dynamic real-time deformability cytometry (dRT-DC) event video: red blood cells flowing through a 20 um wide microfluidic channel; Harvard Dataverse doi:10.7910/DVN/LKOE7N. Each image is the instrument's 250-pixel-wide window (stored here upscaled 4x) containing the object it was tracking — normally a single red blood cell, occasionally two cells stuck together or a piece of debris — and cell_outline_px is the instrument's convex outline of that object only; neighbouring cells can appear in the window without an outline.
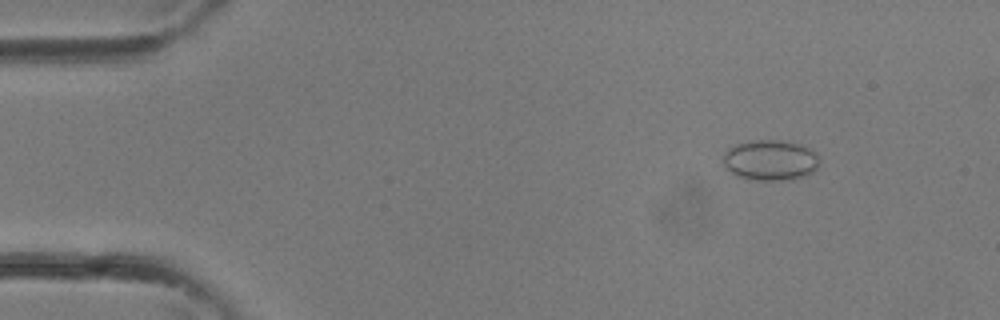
{"species": "common noctule bat (a hibernating species)", "species_latin": "Nyctalus noctula", "temperature_condition": "room temperature", "stored_images_in_passage": 33, "camera_frame_rate_fps": 3000, "um_per_image_px": 0.085, "animal": {"sex": "female"}, "frame": {"image": 1, "passage_image": 4, "time_ms": 1.0, "image_size_px": [1000, 320], "cell_outline_px": [[820, 160], [816, 168], [812, 172], [804, 176], [792, 180], [756, 180], [736, 176], [724, 164], [724, 152], [728, 148], [736, 144], [748, 140], [780, 140], [800, 144], [816, 152], [820, 156]], "centroid_in_image_um": [65.5, 13.61], "position_along_channel_um": 19.5, "area_um2": 22.89}}
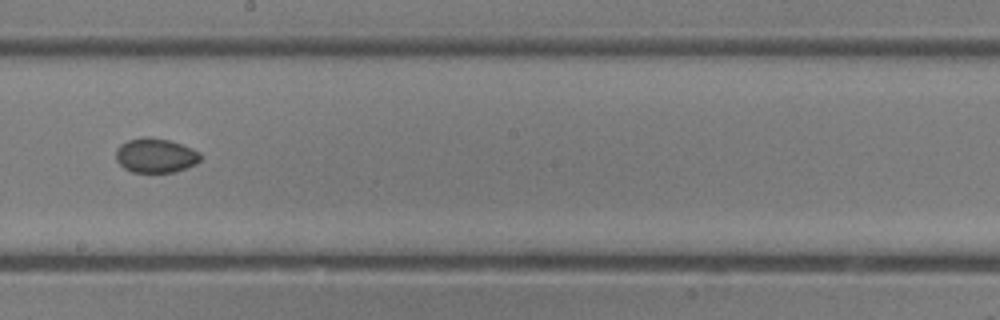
{"frame": {"image": 2, "passage_image": 19, "time_ms": 6.0, "image_size_px": [1000, 320], "cell_outline_px": [[200, 160], [196, 164], [172, 172], [132, 172], [124, 168], [116, 160], [116, 148], [120, 144], [128, 140], [144, 136], [148, 136], [168, 140], [192, 148], [200, 152]], "centroid_in_image_um": [13.2, 13.2], "position_along_channel_um": 235.0, "area_um2": 16.94}}
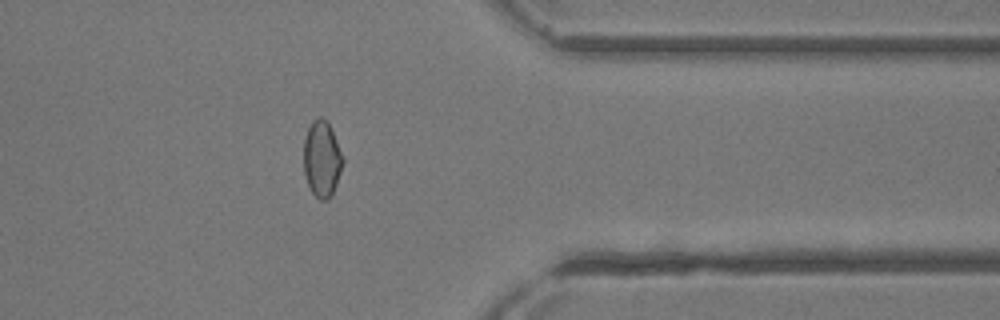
{"frame": {"image": 3, "passage_image": 27, "time_ms": 8.667, "image_size_px": [1000, 320], "cell_outline_px": [[344, 160], [332, 196], [328, 200], [320, 200], [312, 192], [308, 184], [304, 172], [304, 140], [308, 128], [312, 120], [316, 116], [320, 116], [328, 120]], "centroid_in_image_um": [27.36, 13.48], "position_along_channel_um": 384.0, "area_um2": 17.4}}